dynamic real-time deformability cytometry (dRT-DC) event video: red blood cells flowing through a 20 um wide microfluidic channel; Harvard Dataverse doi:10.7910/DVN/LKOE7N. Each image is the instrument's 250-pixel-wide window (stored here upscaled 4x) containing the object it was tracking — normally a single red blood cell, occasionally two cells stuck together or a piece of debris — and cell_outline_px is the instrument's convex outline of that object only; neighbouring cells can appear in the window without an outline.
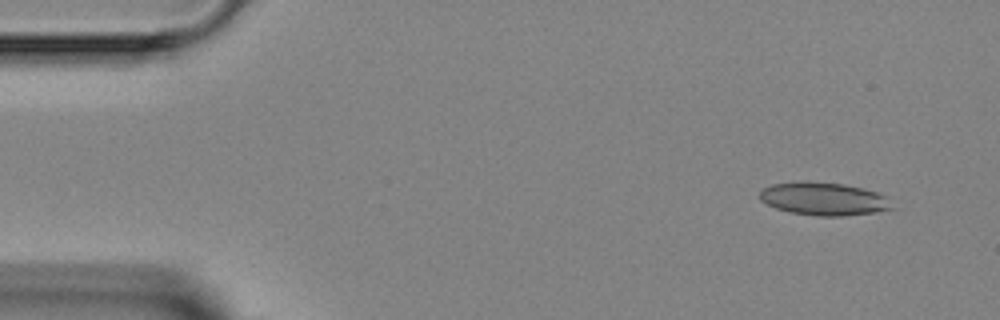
{"species": "Egyptian fruit bat (a non-hibernating species)", "species_latin": "Rousettus aegyptiacus", "temperature_condition": "room temperature", "stored_images_in_passage": 4, "camera_frame_rate_fps": 3000, "um_per_image_px": 0.085, "animal": {"sex": "female"}, "frame": {"image": 1, "passage_image": 1, "time_ms": 0.0, "image_size_px": [1000, 320], "cell_outline_px": [[900, 208], [876, 212], [840, 216], [816, 216], [788, 212], [776, 208], [760, 200], [760, 192], [764, 188], [772, 184], [844, 184], [864, 188], [876, 192], [884, 196]], "centroid_in_image_um": [70.13, 16.96], "position_along_channel_um": 14.9, "area_um2": 24.74}}
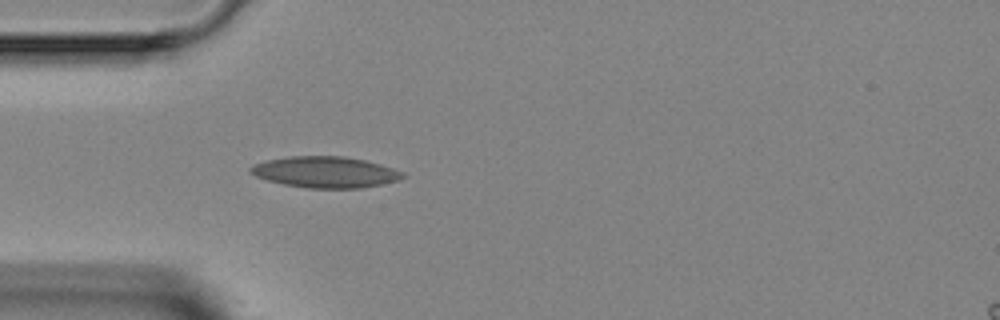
{"frame": {"image": 2, "passage_image": 4, "time_ms": 3.333, "image_size_px": [1000, 320], "cell_outline_px": [[408, 176], [400, 180], [360, 188], [308, 188], [284, 184], [268, 180], [256, 176], [248, 172], [248, 168], [256, 164], [268, 160], [292, 156], [344, 156], [364, 160], [380, 164], [404, 172]], "centroid_in_image_um": [27.69, 14.63], "position_along_channel_um": 57.3, "area_um2": 27.51}}